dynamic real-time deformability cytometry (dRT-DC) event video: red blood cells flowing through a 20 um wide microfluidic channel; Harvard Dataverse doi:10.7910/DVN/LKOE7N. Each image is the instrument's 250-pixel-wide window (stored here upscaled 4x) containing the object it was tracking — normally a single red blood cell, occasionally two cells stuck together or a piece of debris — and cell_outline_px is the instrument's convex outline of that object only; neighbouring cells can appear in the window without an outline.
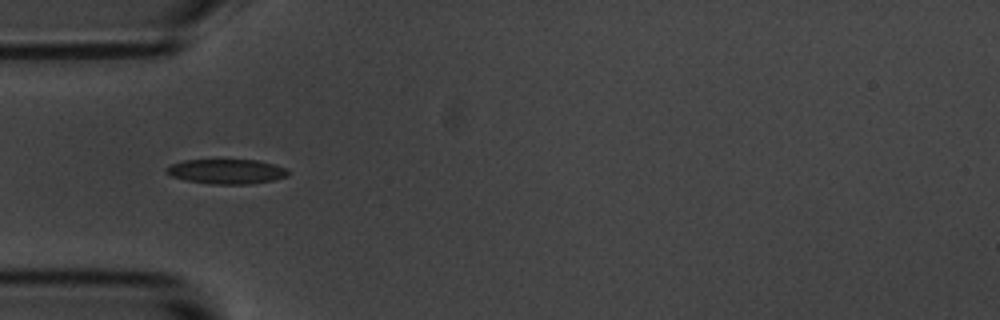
{"species": "common noctule bat (a hibernating species)", "species_latin": "Nyctalus noctula", "temperature_condition": "room temperature", "stored_images_in_passage": 4, "camera_frame_rate_fps": 3000, "um_per_image_px": 0.085, "animal": {"sex": "male", "body_mass_g": 20.1, "forearm_length_mm": 53.5}, "frame": {"image": 1, "passage_image": 2, "time_ms": 1.333, "image_size_px": [1000, 320], "cell_outline_px": [[288, 176], [272, 180], [248, 184], [212, 184], [184, 180], [172, 176], [164, 168], [172, 164], [184, 160], [256, 160], [272, 164], [284, 168], [288, 172]], "centroid_in_image_um": [19.22, 14.58], "position_along_channel_um": 65.8, "area_um2": 17.28}}
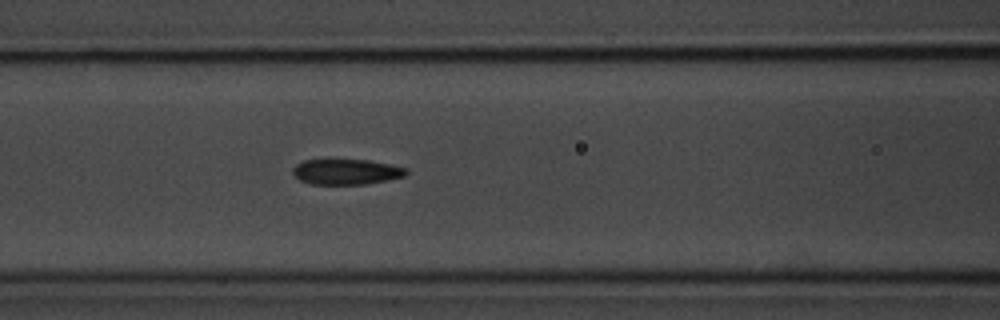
{"frame": {"image": 2, "passage_image": 4, "time_ms": 3.333, "image_size_px": [1000, 320], "cell_outline_px": [[408, 172], [404, 176], [388, 180], [364, 184], [308, 184], [300, 180], [292, 172], [292, 168], [296, 164], [304, 160], [368, 160], [408, 168]], "centroid_in_image_um": [29.42, 14.6], "position_along_channel_um": 137.2, "area_um2": 16.76}}